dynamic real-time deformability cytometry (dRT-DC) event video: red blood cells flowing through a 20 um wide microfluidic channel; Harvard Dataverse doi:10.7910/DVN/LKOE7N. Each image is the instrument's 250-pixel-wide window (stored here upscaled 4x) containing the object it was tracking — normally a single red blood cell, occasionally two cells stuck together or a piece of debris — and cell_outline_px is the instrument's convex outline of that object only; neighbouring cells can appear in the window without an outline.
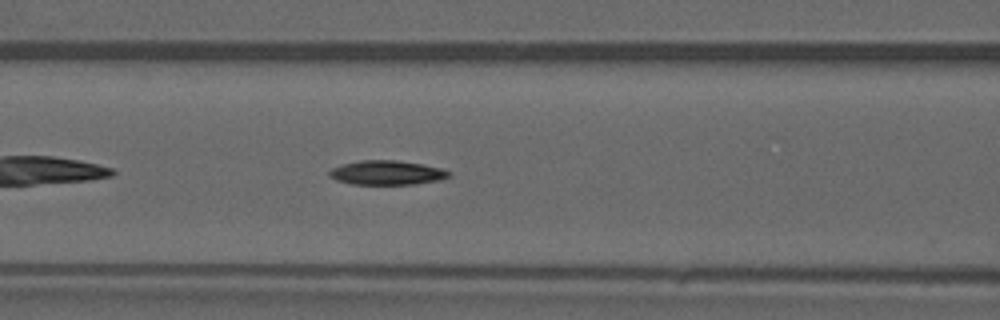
{"species": "common noctule bat (a hibernating species)", "species_latin": "Nyctalus noctula", "temperature_condition": "warm", "stored_images_in_passage": 10, "camera_frame_rate_fps": 3000, "um_per_image_px": 0.085, "animal": {"sex": "male", "forearm_length_mm": 52.5}, "frame": {"image": 1, "passage_image": 9, "time_ms": 2.667, "image_size_px": [1000, 320], "cell_outline_px": [[452, 176], [440, 180], [412, 184], [352, 184], [336, 180], [328, 176], [328, 172], [332, 168], [344, 164], [360, 160], [396, 160], [420, 164], [440, 168], [452, 172]], "centroid_in_image_um": [32.89, 14.68], "position_along_channel_um": 133.7, "area_um2": 16.88}}